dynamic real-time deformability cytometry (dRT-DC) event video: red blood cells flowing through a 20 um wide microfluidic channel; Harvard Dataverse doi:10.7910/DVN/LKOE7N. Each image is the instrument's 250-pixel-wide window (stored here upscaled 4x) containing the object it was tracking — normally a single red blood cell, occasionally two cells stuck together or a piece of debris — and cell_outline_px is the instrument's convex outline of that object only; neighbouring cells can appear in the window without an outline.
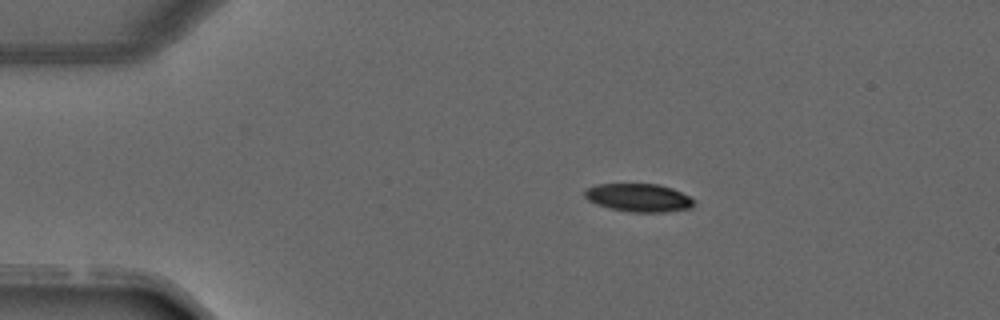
{"species": "common noctule bat (a hibernating species)", "species_latin": "Nyctalus noctula", "temperature_condition": "warm", "stored_images_in_passage": 3, "camera_frame_rate_fps": 3000, "um_per_image_px": 0.085, "animal": {"sex": "male", "forearm_length_mm": 52.5}, "frame": {"image": 1, "passage_image": 2, "time_ms": 1.333, "image_size_px": [1000, 320], "cell_outline_px": [[696, 204], [692, 208], [664, 212], [628, 212], [608, 208], [596, 204], [588, 200], [584, 196], [584, 188], [596, 184], [656, 184], [672, 188], [696, 200]], "centroid_in_image_um": [54.27, 16.81], "position_along_channel_um": 30.7, "area_um2": 18.15}}